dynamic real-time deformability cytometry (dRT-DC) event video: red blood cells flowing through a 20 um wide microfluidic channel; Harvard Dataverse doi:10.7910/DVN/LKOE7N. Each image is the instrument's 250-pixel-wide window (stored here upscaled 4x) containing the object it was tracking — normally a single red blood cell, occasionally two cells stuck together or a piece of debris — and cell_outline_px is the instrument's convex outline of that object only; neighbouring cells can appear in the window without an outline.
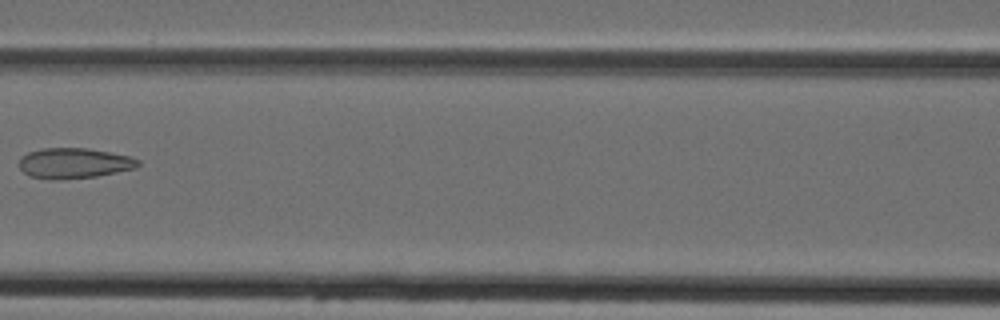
{"species": "Egyptian fruit bat (a non-hibernating species)", "species_latin": "Rousettus aegyptiacus", "temperature_condition": "cold", "stored_images_in_passage": 6, "camera_frame_rate_fps": 3000, "um_per_image_px": 0.085, "animal": {"sex": "female"}, "frame": {"image": 1, "passage_image": 6, "time_ms": 6.667, "image_size_px": [1000, 320], "cell_outline_px": [[140, 164], [136, 168], [96, 176], [60, 180], [48, 180], [28, 176], [20, 168], [20, 156], [28, 152], [40, 148], [88, 148], [128, 156], [140, 160]], "centroid_in_image_um": [6.25, 13.88], "position_along_channel_um": 160.3, "area_um2": 21.21}}